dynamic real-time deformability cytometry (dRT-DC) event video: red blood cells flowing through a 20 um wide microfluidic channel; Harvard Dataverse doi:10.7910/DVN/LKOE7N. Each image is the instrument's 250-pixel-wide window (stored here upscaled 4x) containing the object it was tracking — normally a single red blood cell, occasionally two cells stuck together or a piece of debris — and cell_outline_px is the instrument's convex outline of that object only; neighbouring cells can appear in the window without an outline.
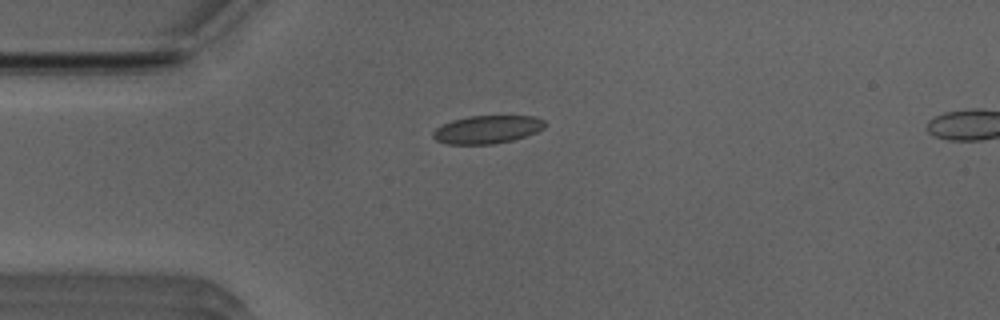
{"species": "Egyptian fruit bat (a non-hibernating species)", "species_latin": "Rousettus aegyptiacus", "temperature_condition": "room temperature", "stored_images_in_passage": 34, "camera_frame_rate_fps": 3000, "um_per_image_px": 0.085, "animal": {"sex": "male"}, "frame": {"image": 1, "passage_image": 1, "time_ms": 0.0, "image_size_px": [1000, 320], "cell_outline_px": [[544, 128], [536, 132], [512, 140], [492, 144], [448, 144], [436, 140], [432, 136], [432, 132], [436, 128], [452, 120], [468, 116], [536, 116], [544, 120]], "centroid_in_image_um": [41.4, 11.0], "position_along_channel_um": 43.6, "area_um2": 18.15}}
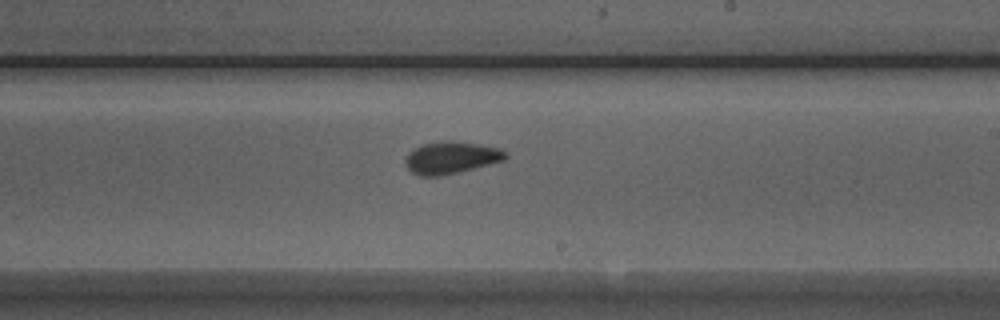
{"frame": {"image": 2, "passage_image": 18, "time_ms": 5.667, "image_size_px": [1000, 320], "cell_outline_px": [[508, 156], [504, 160], [440, 176], [420, 176], [412, 172], [404, 164], [404, 160], [408, 152], [412, 148], [424, 144], [448, 140], [476, 144], [500, 148], [508, 152]], "centroid_in_image_um": [38.31, 13.39], "position_along_channel_um": 250.7, "area_um2": 18.61}}
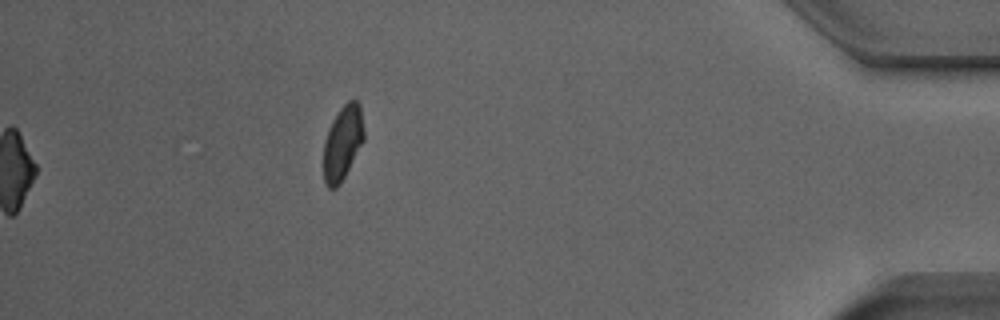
{"frame": {"image": 3, "passage_image": 34, "time_ms": 11.0, "image_size_px": [1000, 320], "cell_outline_px": [[364, 140], [340, 184], [336, 188], [328, 188], [324, 184], [324, 140], [328, 128], [332, 120], [340, 108], [348, 100], [356, 100], [360, 104], [364, 132]], "centroid_in_image_um": [29.12, 12.13], "position_along_channel_um": 406.1, "area_um2": 17.51}, "authors_computed_cell_mechanics": {"area_um2": 18.1781, "velocity_mm_per_s": 3.9746, "shape_relaxation_time_tau1_ms": 5.2836, "shape_relaxation_time_tau2_ms": 3.2405, "deformation_change_tau1": 0.1039, "deformation_change_tau2": 0.0713}}